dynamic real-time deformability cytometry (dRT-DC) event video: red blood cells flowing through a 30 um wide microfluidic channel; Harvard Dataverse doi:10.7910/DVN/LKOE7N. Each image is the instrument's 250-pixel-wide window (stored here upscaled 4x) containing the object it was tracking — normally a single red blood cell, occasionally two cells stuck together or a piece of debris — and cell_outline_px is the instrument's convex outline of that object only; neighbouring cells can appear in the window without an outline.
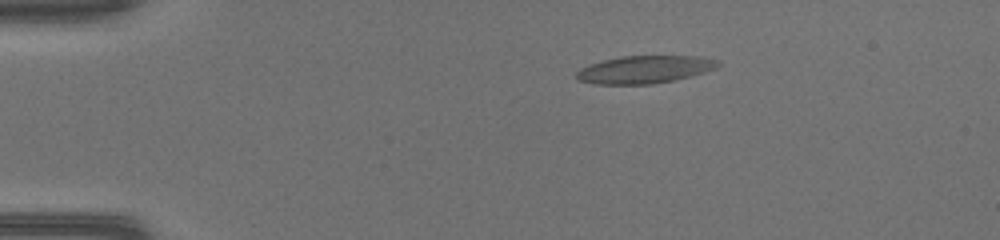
{"species": "common noctule bat (a hibernating species)", "species_latin": "Nyctalus noctula", "temperature_condition": "warm", "stored_images_in_passage": 42, "camera_frame_rate_fps": 3000, "um_per_image_px": 0.085, "animal": {"sex": "female", "body_mass_g": 17.0, "forearm_length_mm": 48.0}, "frame": {"image": 1, "passage_image": 1, "time_ms": 0.0, "image_size_px": [1000, 240], "cell_outline_px": [[720, 64], [716, 68], [704, 72], [672, 80], [652, 84], [596, 84], [576, 80], [576, 72], [580, 68], [604, 60], [620, 56], [696, 56], [720, 60]], "centroid_in_image_um": [54.77, 5.9], "position_along_channel_um": 30.2, "area_um2": 22.6}}
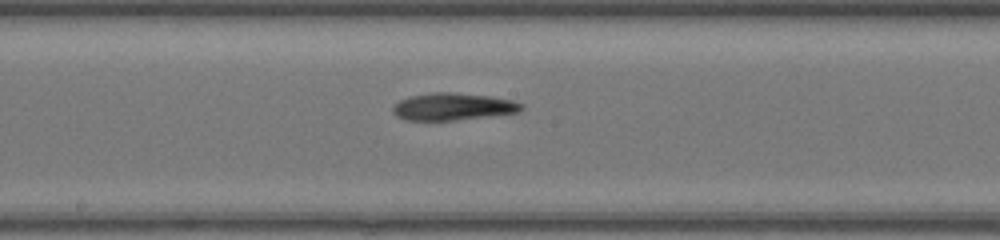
{"frame": {"image": 2, "passage_image": 19, "time_ms": 6.0, "image_size_px": [1000, 240], "cell_outline_px": [[524, 108], [520, 112], [456, 120], [408, 120], [396, 116], [392, 112], [392, 108], [400, 100], [408, 96], [432, 92], [452, 92], [488, 96], [512, 100], [524, 104]], "centroid_in_image_um": [38.5, 9.06], "position_along_channel_um": 209.7, "area_um2": 20.4}}
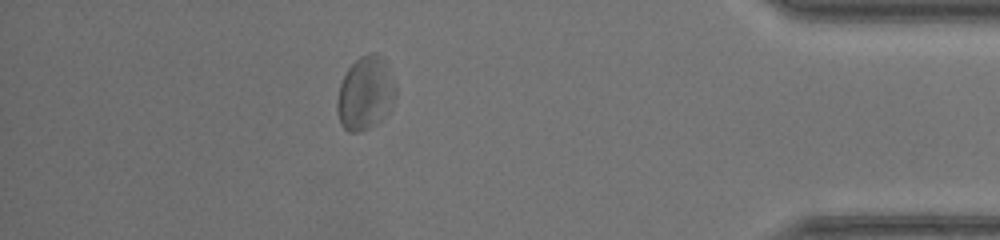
{"frame": {"image": 3, "passage_image": 36, "time_ms": 11.667, "image_size_px": [1000, 240], "cell_outline_px": [[396, 96], [388, 112], [376, 124], [360, 132], [348, 132], [340, 124], [336, 108], [336, 100], [340, 84], [348, 68], [360, 56], [368, 52], [376, 52], [384, 56], [396, 84]], "centroid_in_image_um": [31.07, 7.9], "position_along_channel_um": 404.1, "area_um2": 25.49}, "authors_computed_cell_mechanics": {"area_um2": 21.964, "velocity_mm_per_s": 4.1521, "shape_relaxation_time_tau1_ms": null, "shape_relaxation_time_tau2_ms": 3.5417, "deformation_change_tau1": null, "deformation_change_tau2": 0.1369}}